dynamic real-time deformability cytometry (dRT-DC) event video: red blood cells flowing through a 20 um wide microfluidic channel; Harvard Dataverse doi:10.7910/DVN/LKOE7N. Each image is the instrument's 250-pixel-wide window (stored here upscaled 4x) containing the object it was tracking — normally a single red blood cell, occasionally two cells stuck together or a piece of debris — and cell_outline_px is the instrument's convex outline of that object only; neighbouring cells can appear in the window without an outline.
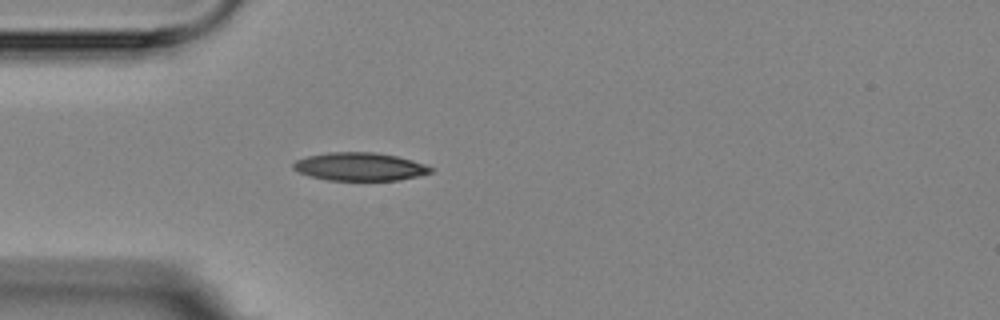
{"species": "Egyptian fruit bat (a non-hibernating species)", "species_latin": "Rousettus aegyptiacus", "temperature_condition": "room temperature", "stored_images_in_passage": 1, "camera_frame_rate_fps": 3000, "um_per_image_px": 0.085, "animal": {"sex": "female"}, "frame": {"image": 1, "passage_image": 1, "time_ms": 0.0, "image_size_px": [1000, 320], "cell_outline_px": [[436, 168], [432, 172], [420, 176], [400, 180], [328, 180], [308, 176], [292, 168], [292, 164], [296, 160], [308, 156], [328, 152], [372, 152], [396, 156], [412, 160]], "centroid_in_image_um": [30.6, 14.17], "position_along_channel_um": 54.4, "area_um2": 22.6}}